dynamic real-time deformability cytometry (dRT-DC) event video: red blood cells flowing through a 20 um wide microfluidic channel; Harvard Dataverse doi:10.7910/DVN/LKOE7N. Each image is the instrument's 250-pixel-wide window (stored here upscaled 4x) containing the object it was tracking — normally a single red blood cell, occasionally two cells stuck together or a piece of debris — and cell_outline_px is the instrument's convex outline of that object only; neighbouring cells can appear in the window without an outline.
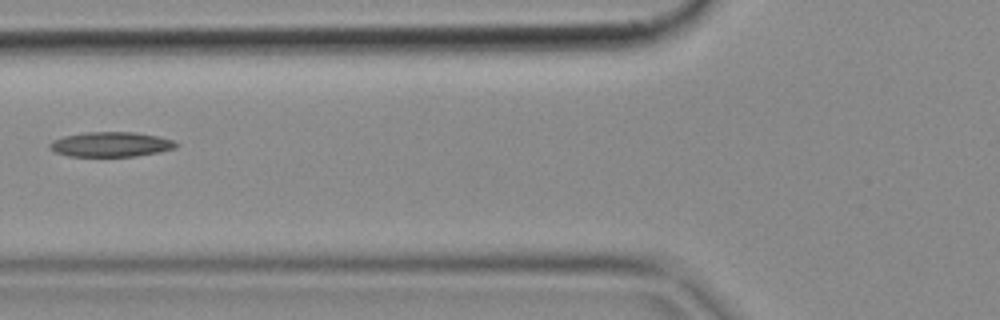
{"species": "common noctule bat (a hibernating species)", "species_latin": "Nyctalus noctula", "temperature_condition": "cold", "stored_images_in_passage": 5, "camera_frame_rate_fps": 3000, "um_per_image_px": 0.085, "animal": {"sex": "female", "body_mass_g": 18.4}, "frame": {"image": 1, "passage_image": 4, "time_ms": 1.0, "image_size_px": [1000, 320], "cell_outline_px": [[180, 144], [176, 148], [160, 152], [136, 156], [68, 156], [56, 152], [48, 148], [48, 144], [52, 140], [64, 136], [84, 132], [136, 132], [160, 136], [172, 140]], "centroid_in_image_um": [9.44, 12.26], "position_along_channel_um": 116.4, "area_um2": 18.5}}
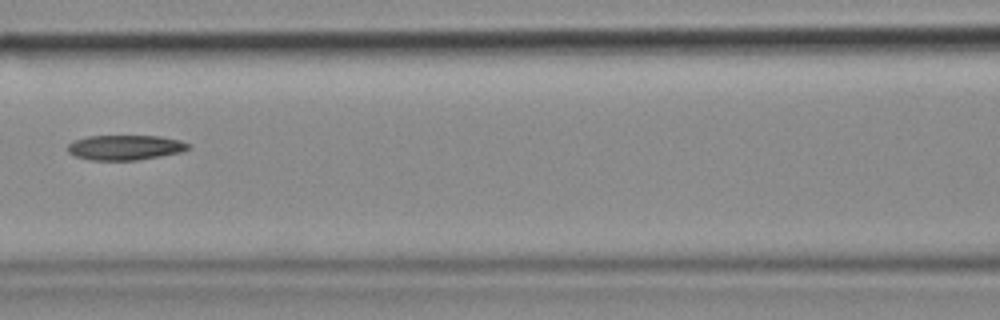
{"frame": {"image": 2, "passage_image": 5, "time_ms": 1.333, "image_size_px": [1000, 320], "cell_outline_px": [[192, 148], [184, 152], [136, 160], [88, 160], [76, 156], [68, 152], [68, 144], [72, 140], [88, 136], [160, 136], [180, 140], [192, 144]], "centroid_in_image_um": [10.68, 12.53], "position_along_channel_um": 155.9, "area_um2": 17.8}}